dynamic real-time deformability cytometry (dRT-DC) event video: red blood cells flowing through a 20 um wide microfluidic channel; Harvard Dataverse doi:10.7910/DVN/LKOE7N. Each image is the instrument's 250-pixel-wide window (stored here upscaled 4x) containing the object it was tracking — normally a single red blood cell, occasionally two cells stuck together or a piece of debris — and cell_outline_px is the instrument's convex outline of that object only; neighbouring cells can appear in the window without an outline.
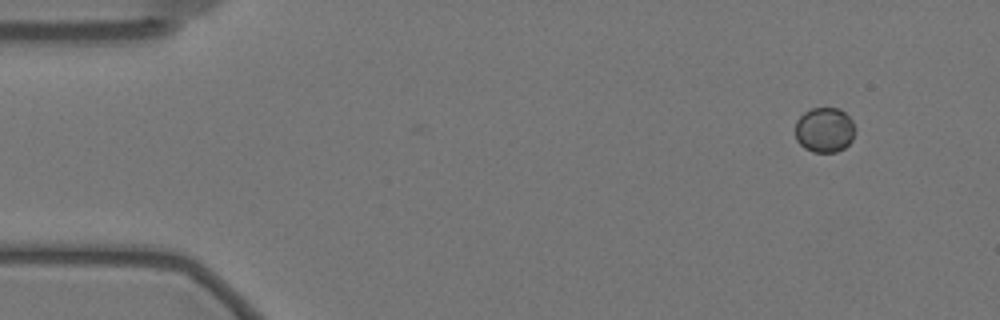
{"species": "Egyptian fruit bat (a non-hibernating species)", "species_latin": "Rousettus aegyptiacus", "temperature_condition": "warm", "stored_images_in_passage": 14, "camera_frame_rate_fps": 3000, "um_per_image_px": 0.085, "animal": {"sex": "female"}, "frame": {"image": 1, "passage_image": 1, "time_ms": 0.0, "image_size_px": [1000, 320], "cell_outline_px": [[856, 132], [852, 140], [844, 148], [836, 152], [812, 152], [804, 148], [796, 140], [796, 120], [804, 112], [812, 108], [840, 108], [852, 120]], "centroid_in_image_um": [70.09, 11.04], "position_along_channel_um": 14.9, "area_um2": 15.84}}
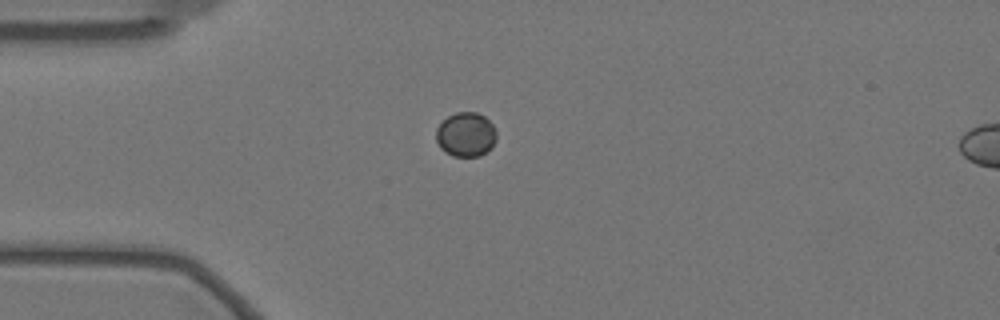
{"frame": {"image": 2, "passage_image": 11, "time_ms": 3.333, "image_size_px": [1000, 320], "cell_outline_px": [[496, 140], [492, 148], [480, 156], [452, 156], [444, 152], [440, 148], [436, 140], [436, 128], [448, 116], [456, 112], [476, 112], [484, 116], [496, 128]], "centroid_in_image_um": [39.6, 11.44], "position_along_channel_um": 45.4, "area_um2": 15.78}}